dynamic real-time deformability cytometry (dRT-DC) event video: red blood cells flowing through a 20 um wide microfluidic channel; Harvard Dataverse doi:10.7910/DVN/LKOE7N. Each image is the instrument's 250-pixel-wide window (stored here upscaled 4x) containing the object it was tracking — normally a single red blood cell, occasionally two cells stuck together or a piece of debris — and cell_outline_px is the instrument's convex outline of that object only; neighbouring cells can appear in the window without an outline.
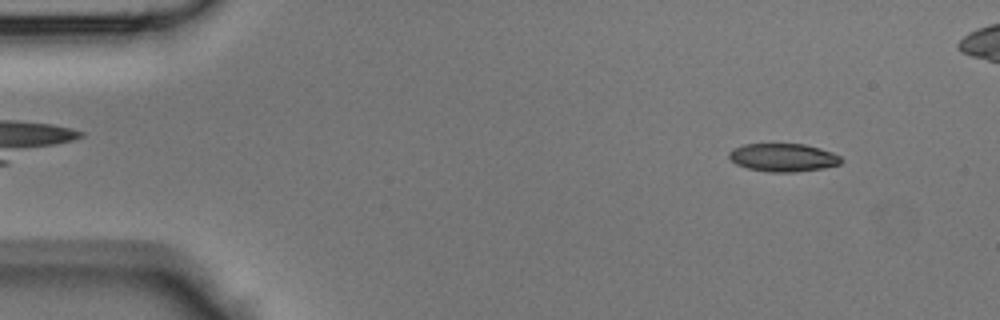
{"species": "Egyptian fruit bat (a non-hibernating species)", "species_latin": "Rousettus aegyptiacus", "temperature_condition": "room temperature", "stored_images_in_passage": 43, "camera_frame_rate_fps": 3000, "um_per_image_px": 0.085, "animal": {"sex": "male"}, "frame": {"image": 1, "passage_image": 2, "time_ms": 0.333, "image_size_px": [1000, 320], "cell_outline_px": [[844, 160], [840, 164], [824, 168], [792, 172], [768, 172], [748, 168], [736, 164], [728, 156], [728, 152], [732, 148], [744, 144], [804, 144], [820, 148], [832, 152], [840, 156]], "centroid_in_image_um": [66.57, 13.38], "position_along_channel_um": 18.4, "area_um2": 18.44}}
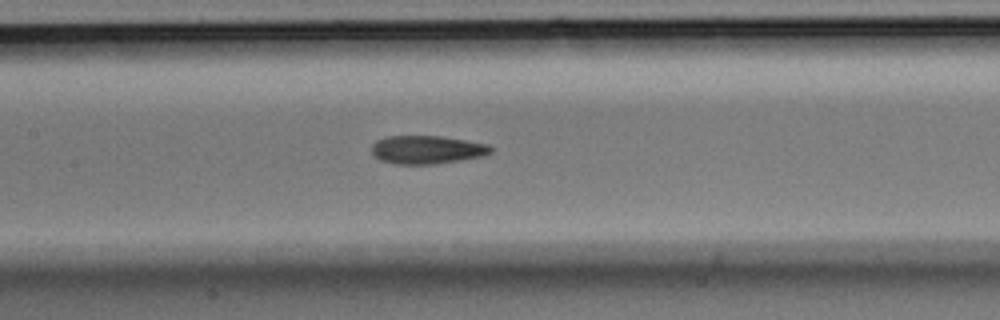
{"frame": {"image": 2, "passage_image": 18, "time_ms": 5.667, "image_size_px": [1000, 320], "cell_outline_px": [[492, 152], [484, 156], [432, 164], [396, 164], [380, 160], [372, 152], [372, 144], [376, 140], [384, 136], [440, 136], [488, 144], [492, 148]], "centroid_in_image_um": [36.27, 12.72], "position_along_channel_um": 171.1, "area_um2": 19.54}}
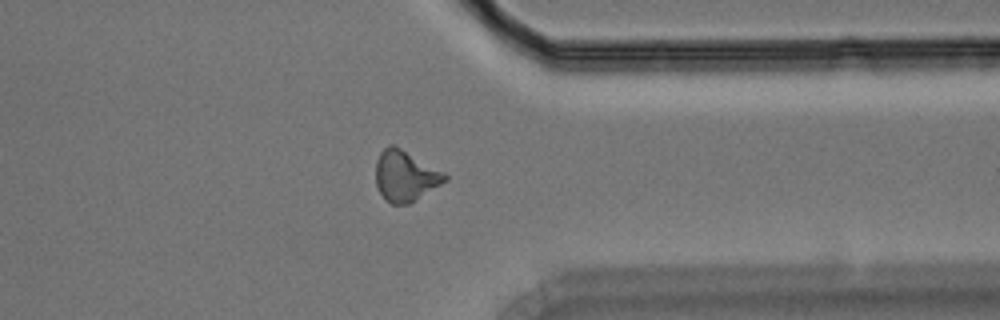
{"frame": {"image": 3, "passage_image": 32, "time_ms": 10.333, "image_size_px": [1000, 320], "cell_outline_px": [[448, 180], [408, 204], [392, 204], [380, 192], [376, 184], [376, 160], [380, 152], [388, 144], [396, 144], [444, 172], [448, 176]], "centroid_in_image_um": [34.45, 14.91], "position_along_channel_um": 376.9, "area_um2": 20.46}}